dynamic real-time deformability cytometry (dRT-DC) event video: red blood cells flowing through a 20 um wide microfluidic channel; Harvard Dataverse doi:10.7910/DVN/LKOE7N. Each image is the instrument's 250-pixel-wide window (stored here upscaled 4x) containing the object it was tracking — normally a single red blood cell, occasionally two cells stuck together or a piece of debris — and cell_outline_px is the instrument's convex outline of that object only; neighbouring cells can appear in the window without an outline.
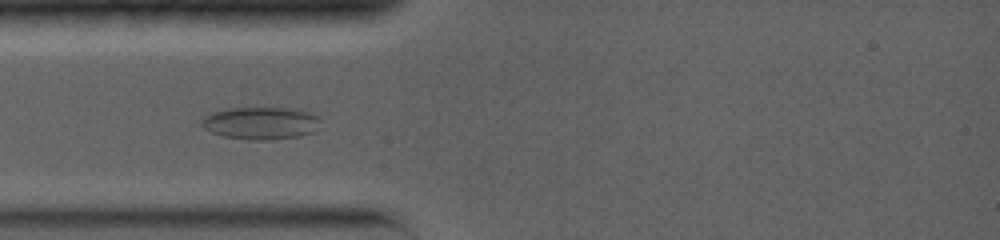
{"species": "common noctule bat (a hibernating species)", "species_latin": "Nyctalus noctula", "temperature_condition": "warm", "stored_images_in_passage": 29, "camera_frame_rate_fps": 5000, "um_per_image_px": 0.085, "animal": {"sex": "female", "body_mass_g": 19.0, "forearm_length_mm": 56.7}, "frame": {"image": 1, "passage_image": 7, "time_ms": 2.4, "image_size_px": [1000, 240], "cell_outline_px": [[320, 120], [312, 132], [300, 136], [256, 140], [252, 140], [224, 136], [212, 132], [204, 128], [200, 124], [204, 116], [212, 112], [228, 108], [288, 108], [308, 112], [316, 116]], "centroid_in_image_um": [22.11, 10.45], "position_along_channel_um": 62.9, "area_um2": 22.02}}
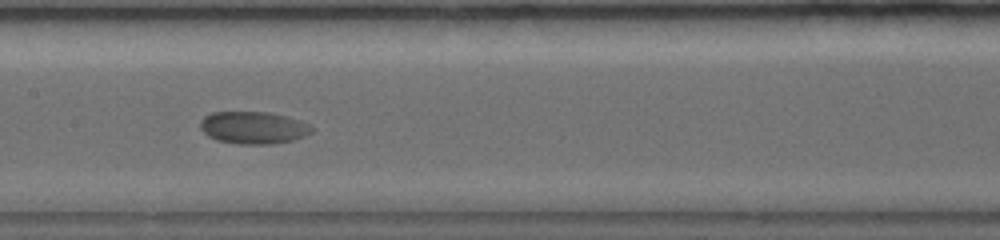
{"frame": {"image": 2, "passage_image": 15, "time_ms": 5.6, "image_size_px": [1000, 240], "cell_outline_px": [[316, 128], [312, 132], [304, 136], [292, 140], [272, 144], [236, 144], [216, 140], [208, 136], [200, 128], [200, 120], [204, 116], [212, 112], [268, 112], [284, 116], [312, 124]], "centroid_in_image_um": [21.54, 10.85], "position_along_channel_um": 185.9, "area_um2": 21.15}}
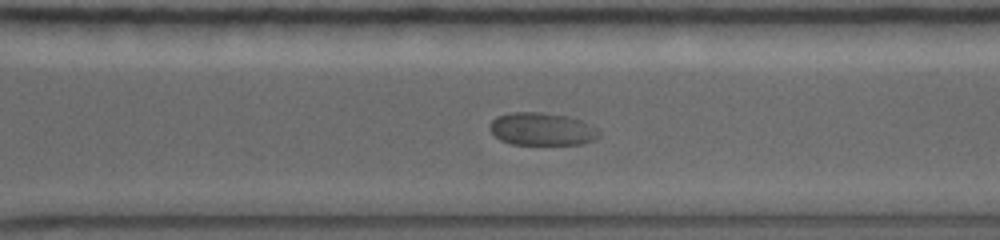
{"frame": {"image": 3, "passage_image": 24, "time_ms": 9.2, "image_size_px": [1000, 240], "cell_outline_px": [[600, 136], [596, 140], [580, 144], [512, 144], [500, 140], [488, 128], [492, 120], [496, 116], [508, 112], [540, 112], [568, 116], [580, 120], [596, 128], [600, 132]], "centroid_in_image_um": [46.05, 10.96], "position_along_channel_um": 324.5, "area_um2": 20.92}}